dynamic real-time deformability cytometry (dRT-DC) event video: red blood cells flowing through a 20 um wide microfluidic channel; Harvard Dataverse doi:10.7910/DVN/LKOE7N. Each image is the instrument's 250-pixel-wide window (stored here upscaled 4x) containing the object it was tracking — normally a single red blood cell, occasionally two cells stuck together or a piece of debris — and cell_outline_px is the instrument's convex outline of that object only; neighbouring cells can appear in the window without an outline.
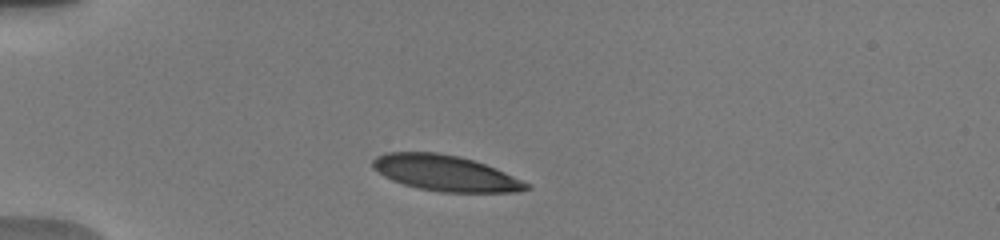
{"species": "human", "species_latin": "Homo sapiens", "temperature_condition": "warm", "stored_images_in_passage": 7, "camera_frame_rate_fps": 3000, "um_per_image_px": 0.085, "donor": {"sex": "male"}, "frame": {"image": 1, "passage_image": 1, "time_ms": 0.0, "image_size_px": [1000, 240], "cell_outline_px": [[532, 188], [516, 192], [440, 192], [420, 188], [404, 184], [392, 180], [384, 176], [372, 168], [372, 160], [376, 156], [384, 152], [436, 152], [460, 156], [496, 168], [532, 184]], "centroid_in_image_um": [37.87, 14.71], "position_along_channel_um": 47.1, "area_um2": 32.14}}